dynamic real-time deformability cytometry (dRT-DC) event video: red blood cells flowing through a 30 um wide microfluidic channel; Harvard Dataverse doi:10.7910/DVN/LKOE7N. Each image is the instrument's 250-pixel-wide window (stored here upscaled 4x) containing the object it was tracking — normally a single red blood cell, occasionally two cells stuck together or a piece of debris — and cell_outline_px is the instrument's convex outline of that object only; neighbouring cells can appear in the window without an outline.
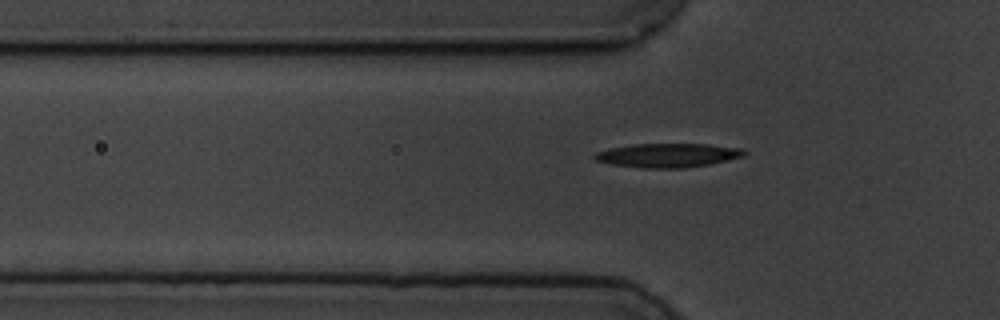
{"species": "common noctule bat (a hibernating species)", "species_latin": "Nyctalus noctula", "temperature_condition": "cold", "stored_images_in_passage": 9, "camera_frame_rate_fps": 3000, "um_per_image_px": 0.085, "animal": {"sex": "male", "body_mass_g": 19.5, "forearm_length_mm": 54.6}, "frame": {"image": 1, "passage_image": 6, "time_ms": 7.333, "image_size_px": [1000, 320], "cell_outline_px": [[748, 152], [744, 156], [728, 160], [708, 164], [684, 168], [644, 168], [608, 164], [596, 160], [592, 156], [596, 152], [608, 148], [632, 144], [708, 144], [744, 148]], "centroid_in_image_um": [56.76, 13.19], "position_along_channel_um": 69.0, "area_um2": 21.1}}
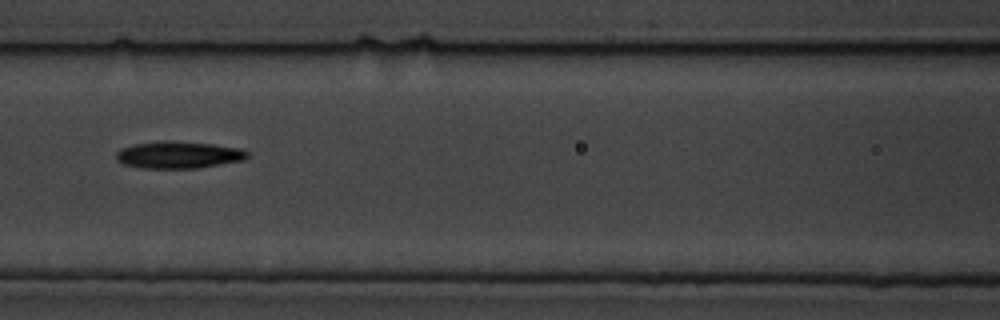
{"frame": {"image": 2, "passage_image": 8, "time_ms": 9.667, "image_size_px": [1000, 320], "cell_outline_px": [[248, 156], [244, 160], [196, 168], [144, 168], [124, 164], [116, 160], [116, 152], [120, 148], [136, 144], [212, 144], [240, 148], [248, 152]], "centroid_in_image_um": [15.19, 13.22], "position_along_channel_um": 151.4, "area_um2": 19.42}}
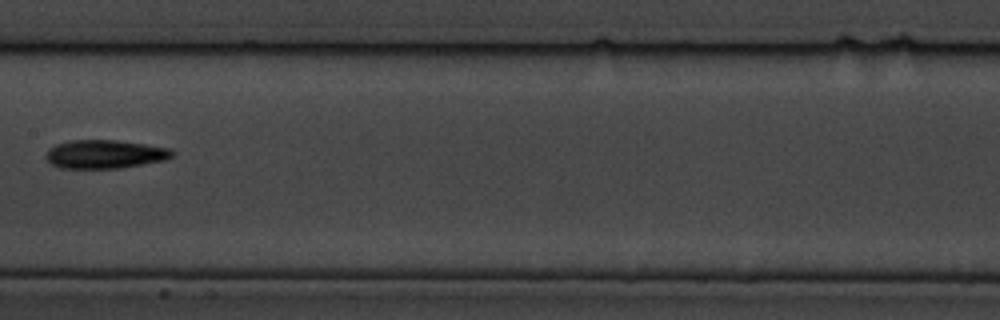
{"frame": {"image": 3, "passage_image": 9, "time_ms": 11.0, "image_size_px": [1000, 320], "cell_outline_px": [[172, 156], [164, 160], [120, 168], [60, 168], [52, 164], [48, 160], [48, 148], [56, 144], [72, 140], [116, 140], [144, 144], [168, 148], [172, 152]], "centroid_in_image_um": [8.89, 13.1], "position_along_channel_um": 198.5, "area_um2": 20.63}}